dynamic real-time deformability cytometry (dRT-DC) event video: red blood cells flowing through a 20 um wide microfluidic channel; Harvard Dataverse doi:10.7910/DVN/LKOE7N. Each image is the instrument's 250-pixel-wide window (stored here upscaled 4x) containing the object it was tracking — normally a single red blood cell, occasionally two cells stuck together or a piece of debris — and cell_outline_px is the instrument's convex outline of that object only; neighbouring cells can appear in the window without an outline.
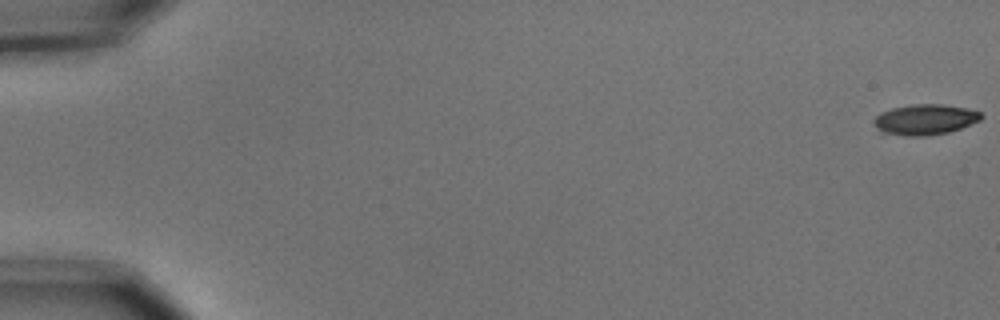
{"species": "common noctule bat (a hibernating species)", "species_latin": "Nyctalus noctula", "temperature_condition": "cold", "stored_images_in_passage": 13, "camera_frame_rate_fps": 3000, "um_per_image_px": 0.085, "animal": {"sex": "male", "body_mass_g": 15.6}, "frame": {"image": 1, "passage_image": 1, "time_ms": 0.0, "image_size_px": [1000, 320], "cell_outline_px": [[984, 116], [980, 120], [960, 128], [948, 132], [924, 136], [904, 136], [884, 132], [876, 128], [872, 124], [872, 120], [880, 112], [892, 108], [912, 104], [940, 104], [968, 108], [980, 112]], "centroid_in_image_um": [78.6, 10.15], "position_along_channel_um": 6.4, "area_um2": 19.13}}